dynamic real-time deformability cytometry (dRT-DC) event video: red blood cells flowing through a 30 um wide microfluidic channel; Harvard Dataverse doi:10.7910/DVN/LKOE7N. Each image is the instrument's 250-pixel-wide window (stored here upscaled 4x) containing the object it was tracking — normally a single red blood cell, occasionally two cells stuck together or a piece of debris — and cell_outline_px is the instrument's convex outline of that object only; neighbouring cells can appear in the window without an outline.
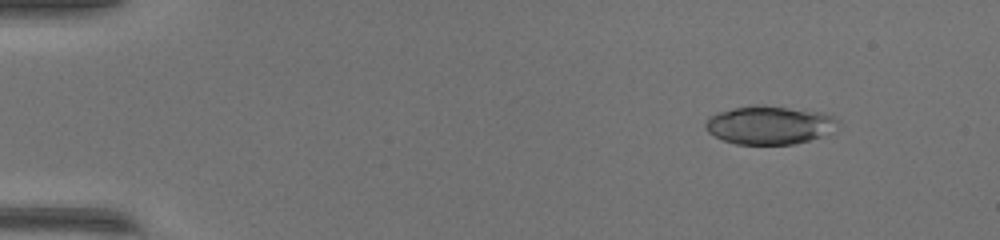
{"species": "common noctule bat (a hibernating species)", "species_latin": "Nyctalus noctula", "temperature_condition": "warm", "stored_images_in_passage": 48, "camera_frame_rate_fps": 3000, "um_per_image_px": 0.085, "animal": {"sex": "female", "body_mass_g": 17.0, "forearm_length_mm": 48.0}, "frame": {"image": 1, "passage_image": 5, "time_ms": 1.333, "image_size_px": [1000, 240], "cell_outline_px": [[840, 120], [820, 136], [808, 140], [792, 144], [736, 144], [724, 140], [708, 132], [704, 128], [704, 124], [712, 116], [720, 112], [752, 104], [764, 104], [820, 112], [832, 116]], "centroid_in_image_um": [65.34, 10.61], "position_along_channel_um": 19.7, "area_um2": 29.02}}